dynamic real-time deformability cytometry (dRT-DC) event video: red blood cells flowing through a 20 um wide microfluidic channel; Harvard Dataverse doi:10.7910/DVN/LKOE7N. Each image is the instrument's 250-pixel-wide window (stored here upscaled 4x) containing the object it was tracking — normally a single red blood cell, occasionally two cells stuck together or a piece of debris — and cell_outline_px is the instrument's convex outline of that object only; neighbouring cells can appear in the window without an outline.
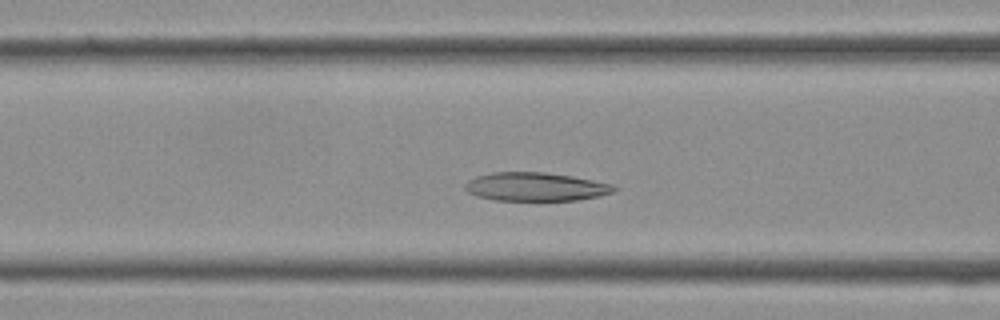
{"species": "Egyptian fruit bat (a non-hibernating species)", "species_latin": "Rousettus aegyptiacus", "temperature_condition": "cold", "stored_images_in_passage": 34, "camera_frame_rate_fps": 3000, "um_per_image_px": 0.085, "frame": {"image": 1, "passage_image": 10, "time_ms": 3.0, "image_size_px": [1000, 320], "cell_outline_px": [[620, 188], [612, 192], [600, 196], [576, 200], [492, 200], [476, 196], [468, 192], [464, 188], [464, 184], [468, 180], [476, 176], [492, 172], [544, 172], [572, 176], [612, 184]], "centroid_in_image_um": [45.51, 15.87], "position_along_channel_um": 121.1, "area_um2": 24.85}}
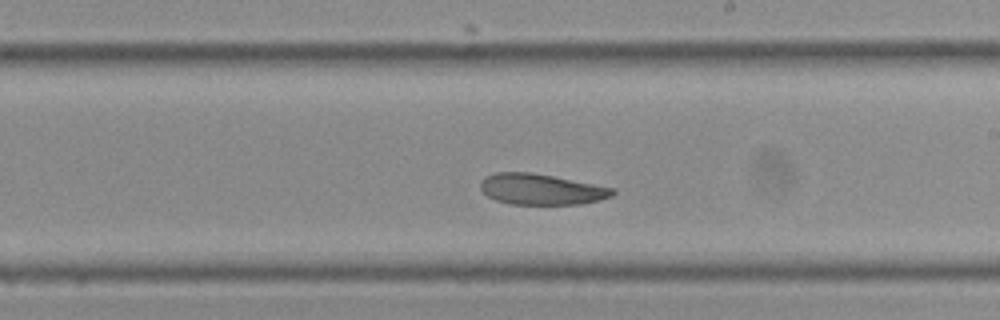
{"frame": {"image": 2, "passage_image": 17, "time_ms": 5.333, "image_size_px": [1000, 320], "cell_outline_px": [[616, 192], [612, 196], [600, 200], [580, 204], [512, 204], [496, 200], [488, 196], [480, 188], [480, 180], [484, 176], [496, 172], [532, 172], [616, 188]], "centroid_in_image_um": [46.01, 16.08], "position_along_channel_um": 243.0, "area_um2": 23.87}}
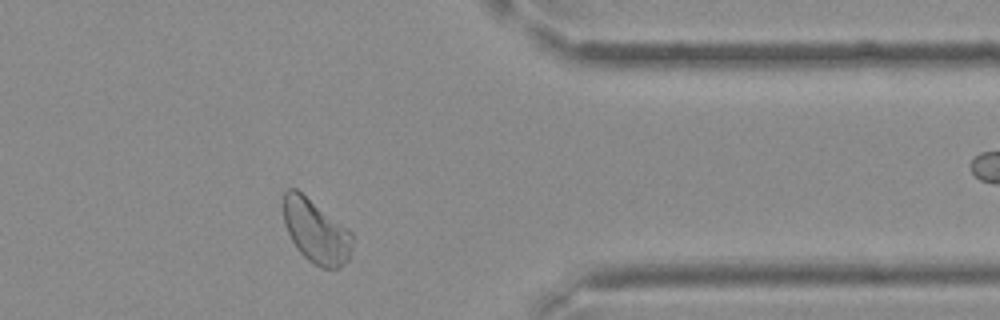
{"frame": {"image": 3, "passage_image": 26, "time_ms": 8.333, "image_size_px": [1000, 320], "cell_outline_px": [[352, 248], [348, 260], [340, 268], [320, 268], [308, 260], [296, 248], [288, 232], [284, 220], [284, 192], [288, 188], [296, 188], [348, 228], [352, 232]], "centroid_in_image_um": [26.87, 19.67], "position_along_channel_um": 384.5, "area_um2": 25.49}}